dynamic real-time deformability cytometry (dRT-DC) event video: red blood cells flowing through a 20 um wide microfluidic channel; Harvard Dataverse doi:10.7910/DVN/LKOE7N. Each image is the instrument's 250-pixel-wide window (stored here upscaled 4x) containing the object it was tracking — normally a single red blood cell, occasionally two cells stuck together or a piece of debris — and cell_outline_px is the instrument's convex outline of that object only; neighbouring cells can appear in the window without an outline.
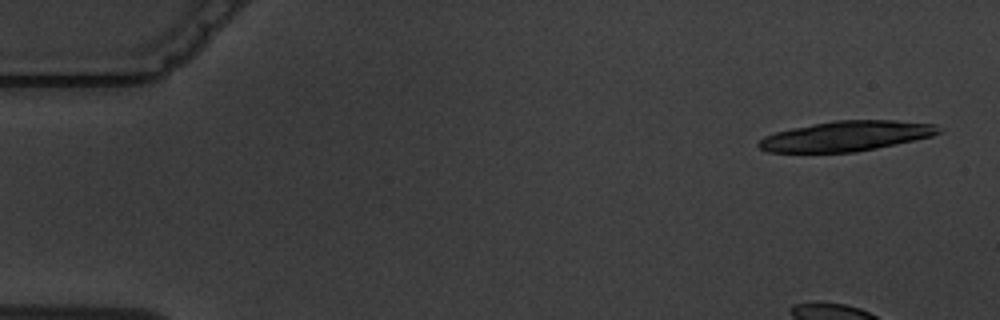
{"species": "common noctule bat (a hibernating species)", "species_latin": "Nyctalus noctula", "temperature_condition": "warm", "stored_images_in_passage": 5, "camera_frame_rate_fps": 3000, "um_per_image_px": 0.085, "animal": {"sex": "male", "body_mass_g": 19.5, "forearm_length_mm": 54.6}, "frame": {"image": 1, "passage_image": 1, "time_ms": 0.0, "image_size_px": [1000, 320], "cell_outline_px": [[944, 128], [940, 132], [932, 136], [876, 148], [856, 152], [768, 152], [760, 148], [756, 144], [764, 136], [776, 132], [792, 128], [812, 124], [836, 120], [896, 120], [936, 124]], "centroid_in_image_um": [71.95, 11.56], "position_along_channel_um": 13.0, "area_um2": 31.5}}